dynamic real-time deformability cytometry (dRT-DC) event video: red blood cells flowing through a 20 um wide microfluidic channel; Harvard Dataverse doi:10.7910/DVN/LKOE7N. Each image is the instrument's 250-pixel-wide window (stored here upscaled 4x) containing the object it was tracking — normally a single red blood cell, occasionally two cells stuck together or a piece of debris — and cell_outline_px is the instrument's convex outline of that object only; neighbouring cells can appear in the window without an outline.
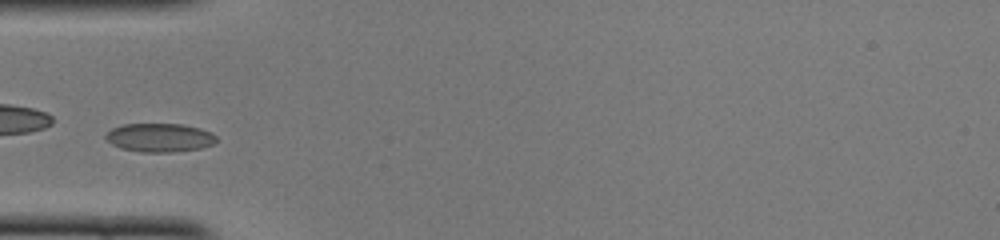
{"species": "common noctule bat (a hibernating species)", "species_latin": "Nyctalus noctula", "temperature_condition": "cold", "stored_images_in_passage": 35, "camera_frame_rate_fps": 3000, "um_per_image_px": 0.085, "animal": {"sex": "female", "body_mass_g": 22.0, "forearm_length_mm": 56.7}, "frame": {"image": 1, "passage_image": 1, "time_ms": 0.0, "image_size_px": [1000, 240], "cell_outline_px": [[216, 140], [212, 144], [200, 148], [172, 152], [140, 152], [120, 148], [112, 144], [104, 136], [112, 128], [120, 124], [184, 124], [200, 128], [212, 132], [216, 136]], "centroid_in_image_um": [13.56, 11.69], "position_along_channel_um": 71.4, "area_um2": 18.5}}
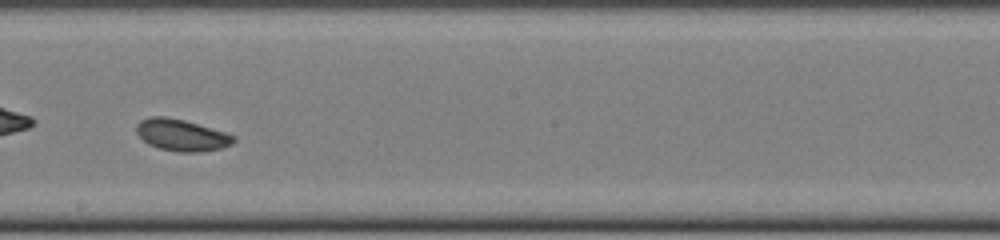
{"frame": {"image": 2, "passage_image": 13, "time_ms": 4.0, "image_size_px": [1000, 240], "cell_outline_px": [[236, 140], [232, 144], [220, 148], [200, 152], [176, 152], [160, 148], [148, 144], [136, 132], [136, 124], [140, 120], [152, 116], [164, 116], [184, 120], [224, 132], [236, 136]], "centroid_in_image_um": [15.42, 11.48], "position_along_channel_um": 232.8, "area_um2": 17.86}}
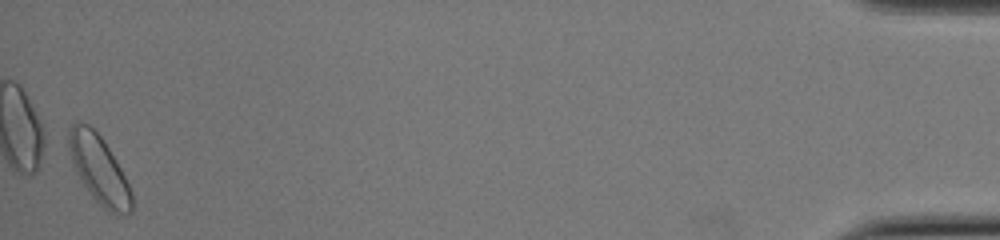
{"frame": {"image": 3, "passage_image": 34, "time_ms": 11.0, "image_size_px": [1000, 240], "cell_outline_px": [[132, 212], [116, 216], [108, 212], [92, 196], [76, 172], [72, 160], [68, 144], [68, 128], [76, 120], [80, 120], [88, 124], [100, 136], [108, 148], [120, 168], [132, 192]], "centroid_in_image_um": [8.41, 14.4], "position_along_channel_um": 426.8, "area_um2": 24.68}}